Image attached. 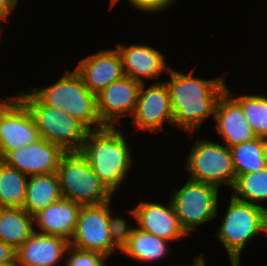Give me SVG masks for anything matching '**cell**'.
I'll return each mask as SVG.
<instances>
[{
	"instance_id": "6da1fadb",
	"label": "cell",
	"mask_w": 267,
	"mask_h": 266,
	"mask_svg": "<svg viewBox=\"0 0 267 266\" xmlns=\"http://www.w3.org/2000/svg\"><path fill=\"white\" fill-rule=\"evenodd\" d=\"M168 88L173 112V125L187 134L196 133L206 118L214 117L219 97L226 90L225 75L211 80L194 77L170 68Z\"/></svg>"
},
{
	"instance_id": "7a4b0ae2",
	"label": "cell",
	"mask_w": 267,
	"mask_h": 266,
	"mask_svg": "<svg viewBox=\"0 0 267 266\" xmlns=\"http://www.w3.org/2000/svg\"><path fill=\"white\" fill-rule=\"evenodd\" d=\"M123 134L116 126L89 130L80 150L93 172L113 194L120 188L133 164L131 146Z\"/></svg>"
},
{
	"instance_id": "3957f363",
	"label": "cell",
	"mask_w": 267,
	"mask_h": 266,
	"mask_svg": "<svg viewBox=\"0 0 267 266\" xmlns=\"http://www.w3.org/2000/svg\"><path fill=\"white\" fill-rule=\"evenodd\" d=\"M29 90L43 104L64 110L88 130L105 127L97 113L96 94L88 90L76 70L65 71V74L49 87H30Z\"/></svg>"
},
{
	"instance_id": "277c9868",
	"label": "cell",
	"mask_w": 267,
	"mask_h": 266,
	"mask_svg": "<svg viewBox=\"0 0 267 266\" xmlns=\"http://www.w3.org/2000/svg\"><path fill=\"white\" fill-rule=\"evenodd\" d=\"M224 218L216 236L224 248L232 266H240V255L255 236L265 235L267 206H258L237 200L231 195Z\"/></svg>"
},
{
	"instance_id": "5b68a950",
	"label": "cell",
	"mask_w": 267,
	"mask_h": 266,
	"mask_svg": "<svg viewBox=\"0 0 267 266\" xmlns=\"http://www.w3.org/2000/svg\"><path fill=\"white\" fill-rule=\"evenodd\" d=\"M16 96L29 110L40 138L60 146L65 152L80 151L89 131L67 112L43 104L31 91Z\"/></svg>"
},
{
	"instance_id": "8992f818",
	"label": "cell",
	"mask_w": 267,
	"mask_h": 266,
	"mask_svg": "<svg viewBox=\"0 0 267 266\" xmlns=\"http://www.w3.org/2000/svg\"><path fill=\"white\" fill-rule=\"evenodd\" d=\"M62 197L81 206L112 202L113 193L80 151L65 152L57 169Z\"/></svg>"
},
{
	"instance_id": "52a82bcc",
	"label": "cell",
	"mask_w": 267,
	"mask_h": 266,
	"mask_svg": "<svg viewBox=\"0 0 267 266\" xmlns=\"http://www.w3.org/2000/svg\"><path fill=\"white\" fill-rule=\"evenodd\" d=\"M187 156L185 168L190 180L232 189L236 180L232 153L228 146L207 139H197Z\"/></svg>"
},
{
	"instance_id": "ba28073f",
	"label": "cell",
	"mask_w": 267,
	"mask_h": 266,
	"mask_svg": "<svg viewBox=\"0 0 267 266\" xmlns=\"http://www.w3.org/2000/svg\"><path fill=\"white\" fill-rule=\"evenodd\" d=\"M219 189L213 185L187 179L174 190L170 201L179 222L189 235L201 224L211 222L218 214Z\"/></svg>"
},
{
	"instance_id": "9c48e42d",
	"label": "cell",
	"mask_w": 267,
	"mask_h": 266,
	"mask_svg": "<svg viewBox=\"0 0 267 266\" xmlns=\"http://www.w3.org/2000/svg\"><path fill=\"white\" fill-rule=\"evenodd\" d=\"M39 139L38 129L27 107L16 96L0 98V160L8 152Z\"/></svg>"
},
{
	"instance_id": "30bf717a",
	"label": "cell",
	"mask_w": 267,
	"mask_h": 266,
	"mask_svg": "<svg viewBox=\"0 0 267 266\" xmlns=\"http://www.w3.org/2000/svg\"><path fill=\"white\" fill-rule=\"evenodd\" d=\"M111 202L82 206L73 237L69 245L110 256L117 249L109 231V207Z\"/></svg>"
},
{
	"instance_id": "8fae6325",
	"label": "cell",
	"mask_w": 267,
	"mask_h": 266,
	"mask_svg": "<svg viewBox=\"0 0 267 266\" xmlns=\"http://www.w3.org/2000/svg\"><path fill=\"white\" fill-rule=\"evenodd\" d=\"M132 117L136 130L142 129L155 133L164 129L165 122L173 125L171 100L164 81H155L146 89L145 83L141 84Z\"/></svg>"
},
{
	"instance_id": "7c38bea8",
	"label": "cell",
	"mask_w": 267,
	"mask_h": 266,
	"mask_svg": "<svg viewBox=\"0 0 267 266\" xmlns=\"http://www.w3.org/2000/svg\"><path fill=\"white\" fill-rule=\"evenodd\" d=\"M140 86V82L124 75L96 94L97 113L104 126L114 127L128 112L134 114Z\"/></svg>"
},
{
	"instance_id": "4fadbf2b",
	"label": "cell",
	"mask_w": 267,
	"mask_h": 266,
	"mask_svg": "<svg viewBox=\"0 0 267 266\" xmlns=\"http://www.w3.org/2000/svg\"><path fill=\"white\" fill-rule=\"evenodd\" d=\"M64 153L60 146L40 138L35 143L8 152L1 161L27 176L57 173Z\"/></svg>"
},
{
	"instance_id": "5bb4252c",
	"label": "cell",
	"mask_w": 267,
	"mask_h": 266,
	"mask_svg": "<svg viewBox=\"0 0 267 266\" xmlns=\"http://www.w3.org/2000/svg\"><path fill=\"white\" fill-rule=\"evenodd\" d=\"M130 212L137 220L136 228L143 232L168 241H178L188 235L182 228L170 200L168 206L140 201Z\"/></svg>"
},
{
	"instance_id": "9a60e30c",
	"label": "cell",
	"mask_w": 267,
	"mask_h": 266,
	"mask_svg": "<svg viewBox=\"0 0 267 266\" xmlns=\"http://www.w3.org/2000/svg\"><path fill=\"white\" fill-rule=\"evenodd\" d=\"M115 49L119 53L124 75L141 84L145 83L142 78L158 80L164 71L168 74L171 68L166 65L163 54L154 47L143 44L126 46L116 43Z\"/></svg>"
},
{
	"instance_id": "2e32d148",
	"label": "cell",
	"mask_w": 267,
	"mask_h": 266,
	"mask_svg": "<svg viewBox=\"0 0 267 266\" xmlns=\"http://www.w3.org/2000/svg\"><path fill=\"white\" fill-rule=\"evenodd\" d=\"M228 87L219 97L214 119L216 131L229 148L257 138L239 103L233 98Z\"/></svg>"
},
{
	"instance_id": "e0dca14e",
	"label": "cell",
	"mask_w": 267,
	"mask_h": 266,
	"mask_svg": "<svg viewBox=\"0 0 267 266\" xmlns=\"http://www.w3.org/2000/svg\"><path fill=\"white\" fill-rule=\"evenodd\" d=\"M75 70L82 77L88 90L95 94L124 76L116 49L100 50L80 60Z\"/></svg>"
},
{
	"instance_id": "ac0fdd59",
	"label": "cell",
	"mask_w": 267,
	"mask_h": 266,
	"mask_svg": "<svg viewBox=\"0 0 267 266\" xmlns=\"http://www.w3.org/2000/svg\"><path fill=\"white\" fill-rule=\"evenodd\" d=\"M69 241L34 231L16 249V259L21 266H56L64 259Z\"/></svg>"
},
{
	"instance_id": "d6986e66",
	"label": "cell",
	"mask_w": 267,
	"mask_h": 266,
	"mask_svg": "<svg viewBox=\"0 0 267 266\" xmlns=\"http://www.w3.org/2000/svg\"><path fill=\"white\" fill-rule=\"evenodd\" d=\"M81 205L62 198L48 205L33 215L34 225L40 228L34 231L64 238L68 241L73 237Z\"/></svg>"
},
{
	"instance_id": "ffe728a7",
	"label": "cell",
	"mask_w": 267,
	"mask_h": 266,
	"mask_svg": "<svg viewBox=\"0 0 267 266\" xmlns=\"http://www.w3.org/2000/svg\"><path fill=\"white\" fill-rule=\"evenodd\" d=\"M62 198L57 173L32 175L28 178L26 196L22 208L33 216Z\"/></svg>"
},
{
	"instance_id": "44dd1931",
	"label": "cell",
	"mask_w": 267,
	"mask_h": 266,
	"mask_svg": "<svg viewBox=\"0 0 267 266\" xmlns=\"http://www.w3.org/2000/svg\"><path fill=\"white\" fill-rule=\"evenodd\" d=\"M33 216L23 208L0 207V240L17 249L34 232Z\"/></svg>"
},
{
	"instance_id": "7402d4cb",
	"label": "cell",
	"mask_w": 267,
	"mask_h": 266,
	"mask_svg": "<svg viewBox=\"0 0 267 266\" xmlns=\"http://www.w3.org/2000/svg\"><path fill=\"white\" fill-rule=\"evenodd\" d=\"M168 242V240L135 228L121 253L142 263L155 262L163 259L169 253Z\"/></svg>"
},
{
	"instance_id": "603a6c76",
	"label": "cell",
	"mask_w": 267,
	"mask_h": 266,
	"mask_svg": "<svg viewBox=\"0 0 267 266\" xmlns=\"http://www.w3.org/2000/svg\"><path fill=\"white\" fill-rule=\"evenodd\" d=\"M236 177L258 172L267 167V140L255 138L252 141L230 147Z\"/></svg>"
},
{
	"instance_id": "cb8c5ba5",
	"label": "cell",
	"mask_w": 267,
	"mask_h": 266,
	"mask_svg": "<svg viewBox=\"0 0 267 266\" xmlns=\"http://www.w3.org/2000/svg\"><path fill=\"white\" fill-rule=\"evenodd\" d=\"M28 177L0 160V207H23Z\"/></svg>"
},
{
	"instance_id": "d4e9b609",
	"label": "cell",
	"mask_w": 267,
	"mask_h": 266,
	"mask_svg": "<svg viewBox=\"0 0 267 266\" xmlns=\"http://www.w3.org/2000/svg\"><path fill=\"white\" fill-rule=\"evenodd\" d=\"M232 190V196L237 200L262 206L261 202L267 201V167L237 176Z\"/></svg>"
},
{
	"instance_id": "484cf974",
	"label": "cell",
	"mask_w": 267,
	"mask_h": 266,
	"mask_svg": "<svg viewBox=\"0 0 267 266\" xmlns=\"http://www.w3.org/2000/svg\"><path fill=\"white\" fill-rule=\"evenodd\" d=\"M234 97L257 138L267 140V96L242 95Z\"/></svg>"
},
{
	"instance_id": "4316f807",
	"label": "cell",
	"mask_w": 267,
	"mask_h": 266,
	"mask_svg": "<svg viewBox=\"0 0 267 266\" xmlns=\"http://www.w3.org/2000/svg\"><path fill=\"white\" fill-rule=\"evenodd\" d=\"M68 252V253H67ZM65 254V266H106L109 257L95 251H88L69 245Z\"/></svg>"
},
{
	"instance_id": "83f0119b",
	"label": "cell",
	"mask_w": 267,
	"mask_h": 266,
	"mask_svg": "<svg viewBox=\"0 0 267 266\" xmlns=\"http://www.w3.org/2000/svg\"><path fill=\"white\" fill-rule=\"evenodd\" d=\"M112 209L109 208V231L113 245L120 252L127 245L136 227H130L126 219L118 216H112Z\"/></svg>"
},
{
	"instance_id": "f1b7e54d",
	"label": "cell",
	"mask_w": 267,
	"mask_h": 266,
	"mask_svg": "<svg viewBox=\"0 0 267 266\" xmlns=\"http://www.w3.org/2000/svg\"><path fill=\"white\" fill-rule=\"evenodd\" d=\"M176 0H128L137 10L146 13H156L169 8Z\"/></svg>"
},
{
	"instance_id": "f546056e",
	"label": "cell",
	"mask_w": 267,
	"mask_h": 266,
	"mask_svg": "<svg viewBox=\"0 0 267 266\" xmlns=\"http://www.w3.org/2000/svg\"><path fill=\"white\" fill-rule=\"evenodd\" d=\"M16 259V249L0 240V264Z\"/></svg>"
},
{
	"instance_id": "4dcf8cb0",
	"label": "cell",
	"mask_w": 267,
	"mask_h": 266,
	"mask_svg": "<svg viewBox=\"0 0 267 266\" xmlns=\"http://www.w3.org/2000/svg\"><path fill=\"white\" fill-rule=\"evenodd\" d=\"M18 0H0V17L7 21L9 14L17 6Z\"/></svg>"
},
{
	"instance_id": "1f68e13d",
	"label": "cell",
	"mask_w": 267,
	"mask_h": 266,
	"mask_svg": "<svg viewBox=\"0 0 267 266\" xmlns=\"http://www.w3.org/2000/svg\"><path fill=\"white\" fill-rule=\"evenodd\" d=\"M194 262L192 265L189 266H205L206 261L204 259V253H201L199 256L194 258ZM188 266V265H187Z\"/></svg>"
},
{
	"instance_id": "d6a6232c",
	"label": "cell",
	"mask_w": 267,
	"mask_h": 266,
	"mask_svg": "<svg viewBox=\"0 0 267 266\" xmlns=\"http://www.w3.org/2000/svg\"><path fill=\"white\" fill-rule=\"evenodd\" d=\"M0 266H21V265L18 263L17 259H15L13 261L2 263L0 264Z\"/></svg>"
},
{
	"instance_id": "836d02e7",
	"label": "cell",
	"mask_w": 267,
	"mask_h": 266,
	"mask_svg": "<svg viewBox=\"0 0 267 266\" xmlns=\"http://www.w3.org/2000/svg\"><path fill=\"white\" fill-rule=\"evenodd\" d=\"M117 2H119V0H111V7H113Z\"/></svg>"
},
{
	"instance_id": "e575fe53",
	"label": "cell",
	"mask_w": 267,
	"mask_h": 266,
	"mask_svg": "<svg viewBox=\"0 0 267 266\" xmlns=\"http://www.w3.org/2000/svg\"><path fill=\"white\" fill-rule=\"evenodd\" d=\"M265 235L267 236V216H266V221H265Z\"/></svg>"
},
{
	"instance_id": "d590c367",
	"label": "cell",
	"mask_w": 267,
	"mask_h": 266,
	"mask_svg": "<svg viewBox=\"0 0 267 266\" xmlns=\"http://www.w3.org/2000/svg\"><path fill=\"white\" fill-rule=\"evenodd\" d=\"M3 21V19L0 17V21ZM2 29H1V24H0V36H2L1 34H2V31H1ZM1 38V37H0Z\"/></svg>"
}]
</instances>
